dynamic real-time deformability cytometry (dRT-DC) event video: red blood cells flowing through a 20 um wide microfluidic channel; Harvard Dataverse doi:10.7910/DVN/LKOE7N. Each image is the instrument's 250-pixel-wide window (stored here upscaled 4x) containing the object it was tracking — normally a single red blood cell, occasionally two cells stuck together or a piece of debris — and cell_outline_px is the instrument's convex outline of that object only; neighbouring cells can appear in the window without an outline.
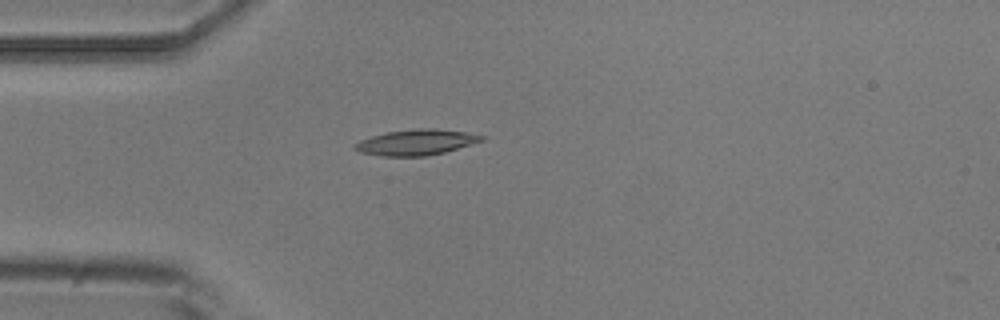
{"species": "common noctule bat (a hibernating species)", "species_latin": "Nyctalus noctula", "temperature_condition": "room temperature", "stored_images_in_passage": 3, "camera_frame_rate_fps": 3000, "um_per_image_px": 0.085, "animal": {"sex": "male", "body_mass_g": 20.5, "forearm_length_mm": 52.5}, "frame": {"image": 1, "passage_image": 3, "time_ms": 3.0, "image_size_px": [1000, 320], "cell_outline_px": [[488, 136], [484, 140], [444, 152], [424, 156], [380, 156], [360, 152], [352, 148], [352, 144], [360, 140], [372, 136], [388, 132], [416, 128], [436, 128], [464, 132]], "centroid_in_image_um": [35.35, 12.09], "position_along_channel_um": 49.6, "area_um2": 18.96}}